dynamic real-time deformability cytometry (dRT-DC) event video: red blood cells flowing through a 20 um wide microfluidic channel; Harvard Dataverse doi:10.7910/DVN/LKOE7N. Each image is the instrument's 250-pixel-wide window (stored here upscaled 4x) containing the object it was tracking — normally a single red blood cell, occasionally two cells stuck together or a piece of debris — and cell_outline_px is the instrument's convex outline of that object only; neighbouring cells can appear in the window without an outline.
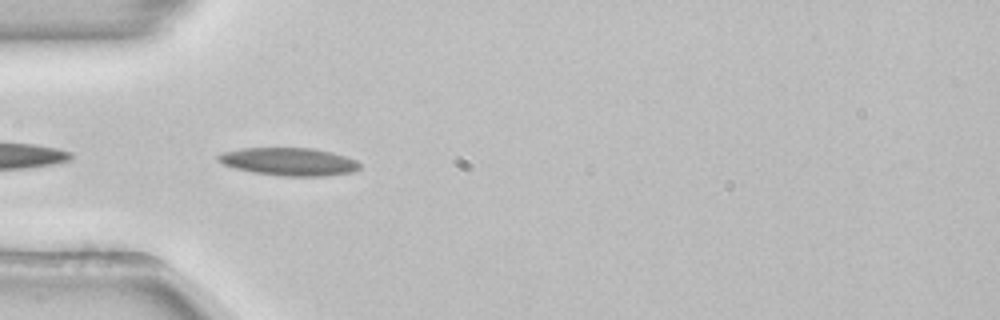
{"species": "common noctule bat (a hibernating species)", "species_latin": "Nyctalus noctula", "temperature_condition": "room temperature", "stored_images_in_passage": 5, "camera_frame_rate_fps": 3000, "um_per_image_px": 0.085, "animal": {"sex": "female", "body_mass_g": 22.7, "forearm_length_mm": 54.2}, "frame": {"image": 1, "passage_image": 2, "time_ms": 0.333, "image_size_px": [1000, 320], "cell_outline_px": [[360, 168], [352, 172], [324, 176], [284, 176], [252, 172], [236, 168], [224, 164], [216, 160], [216, 156], [220, 152], [240, 148], [316, 148], [332, 152], [356, 160], [360, 164]], "centroid_in_image_um": [24.54, 13.73], "position_along_channel_um": 60.5, "area_um2": 23.06}}